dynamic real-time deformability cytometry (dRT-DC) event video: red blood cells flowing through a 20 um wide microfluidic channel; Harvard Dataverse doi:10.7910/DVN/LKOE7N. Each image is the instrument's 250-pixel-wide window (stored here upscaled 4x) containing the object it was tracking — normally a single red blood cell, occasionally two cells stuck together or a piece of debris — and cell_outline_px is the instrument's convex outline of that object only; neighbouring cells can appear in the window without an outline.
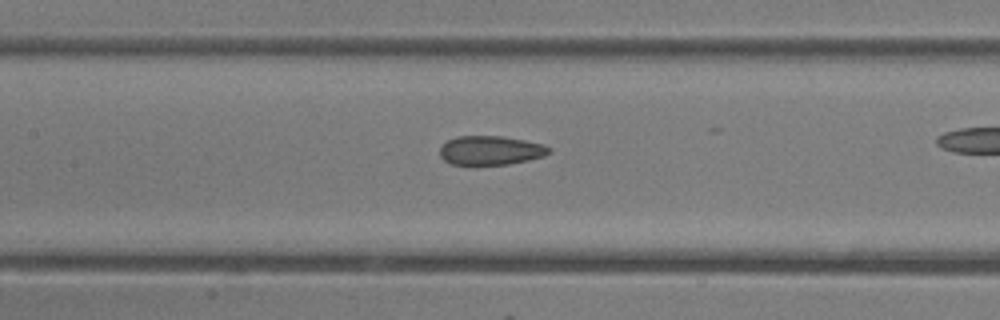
{"species": "common noctule bat (a hibernating species)", "species_latin": "Nyctalus noctula", "temperature_condition": "room temperature", "stored_images_in_passage": 31, "camera_frame_rate_fps": 3000, "um_per_image_px": 0.085, "animal": {"sex": "female"}, "frame": {"image": 1, "passage_image": 18, "time_ms": 5.667, "image_size_px": [1000, 320], "cell_outline_px": [[552, 152], [544, 156], [528, 160], [508, 164], [476, 168], [452, 164], [444, 160], [440, 156], [440, 148], [448, 140], [456, 136], [504, 136], [544, 144], [552, 148]], "centroid_in_image_um": [41.7, 12.82], "position_along_channel_um": 165.7, "area_um2": 19.31}}